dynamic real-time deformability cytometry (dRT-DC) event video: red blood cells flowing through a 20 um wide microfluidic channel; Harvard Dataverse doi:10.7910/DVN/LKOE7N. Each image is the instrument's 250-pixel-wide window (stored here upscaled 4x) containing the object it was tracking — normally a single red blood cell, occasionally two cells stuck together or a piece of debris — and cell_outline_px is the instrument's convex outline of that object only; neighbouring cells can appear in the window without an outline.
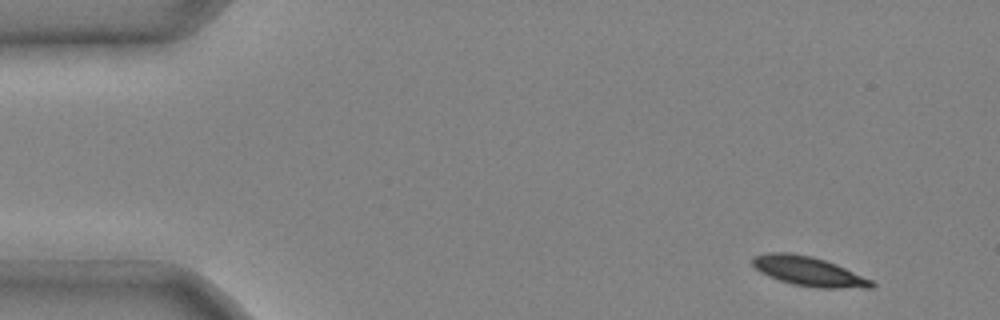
{"species": "common noctule bat (a hibernating species)", "species_latin": "Nyctalus noctula", "temperature_condition": "cold", "stored_images_in_passage": 4, "camera_frame_rate_fps": 3000, "um_per_image_px": 0.085, "animal": {"sex": "male", "body_mass_g": 20.4}, "frame": {"image": 1, "passage_image": 1, "time_ms": 0.0, "image_size_px": [1000, 320], "cell_outline_px": [[876, 284], [872, 288], [816, 288], [792, 284], [768, 276], [760, 272], [752, 264], [752, 256], [768, 252], [792, 252], [812, 256], [836, 264], [872, 280]], "centroid_in_image_um": [68.72, 23.06], "position_along_channel_um": 16.3, "area_um2": 20.52}}
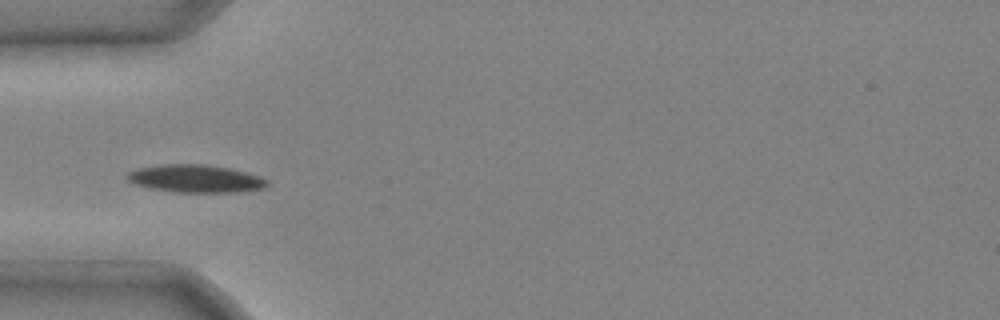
{"frame": {"image": 2, "passage_image": 4, "time_ms": 1.0, "image_size_px": [1000, 320], "cell_outline_px": [[268, 184], [264, 188], [236, 192], [176, 192], [148, 188], [136, 184], [128, 180], [124, 176], [128, 172], [140, 168], [160, 164], [208, 164], [228, 168], [260, 176], [268, 180]], "centroid_in_image_um": [16.6, 15.18], "position_along_channel_um": 68.4, "area_um2": 22.6}}